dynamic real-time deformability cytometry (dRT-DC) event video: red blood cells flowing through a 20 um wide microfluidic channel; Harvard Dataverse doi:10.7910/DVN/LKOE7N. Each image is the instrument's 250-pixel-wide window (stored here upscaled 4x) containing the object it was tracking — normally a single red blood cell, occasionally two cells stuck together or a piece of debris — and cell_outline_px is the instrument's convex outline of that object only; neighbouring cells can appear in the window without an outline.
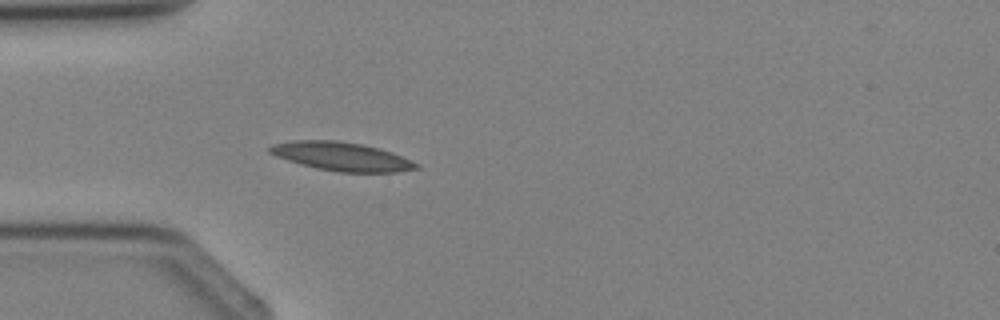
{"species": "Egyptian fruit bat (a non-hibernating species)", "species_latin": "Rousettus aegyptiacus", "temperature_condition": "cold", "stored_images_in_passage": 3, "camera_frame_rate_fps": 3000, "um_per_image_px": 0.085, "animal": {"sex": "female"}, "frame": {"image": 1, "passage_image": 3, "time_ms": 2.333, "image_size_px": [1000, 320], "cell_outline_px": [[420, 168], [396, 172], [340, 172], [316, 168], [288, 160], [276, 156], [268, 152], [268, 148], [272, 144], [296, 140], [336, 140], [360, 144], [380, 148], [392, 152], [420, 164]], "centroid_in_image_um": [29.05, 13.3], "position_along_channel_um": 55.9, "area_um2": 24.33}}